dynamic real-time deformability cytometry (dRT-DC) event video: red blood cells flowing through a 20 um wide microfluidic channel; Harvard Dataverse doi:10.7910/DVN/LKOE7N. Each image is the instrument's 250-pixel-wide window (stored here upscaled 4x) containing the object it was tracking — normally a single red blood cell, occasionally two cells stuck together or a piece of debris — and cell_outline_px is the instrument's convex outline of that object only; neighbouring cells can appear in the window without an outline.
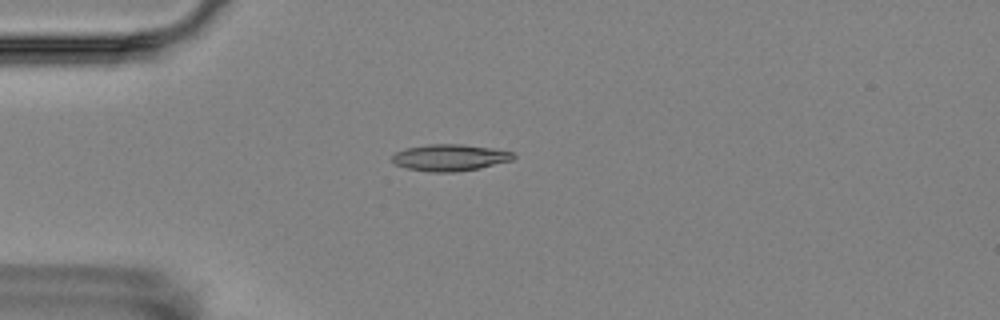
{"species": "Egyptian fruit bat (a non-hibernating species)", "species_latin": "Rousettus aegyptiacus", "temperature_condition": "room temperature", "stored_images_in_passage": 7, "camera_frame_rate_fps": 3000, "um_per_image_px": 0.085, "animal": {"sex": "female"}, "frame": {"image": 1, "passage_image": 4, "time_ms": 3.333, "image_size_px": [1000, 320], "cell_outline_px": [[516, 156], [512, 160], [480, 168], [456, 172], [428, 172], [408, 168], [396, 164], [392, 160], [392, 156], [396, 152], [408, 148], [428, 144], [464, 144], [492, 148], [512, 152]], "centroid_in_image_um": [38.26, 13.39], "position_along_channel_um": 46.7, "area_um2": 18.73}}
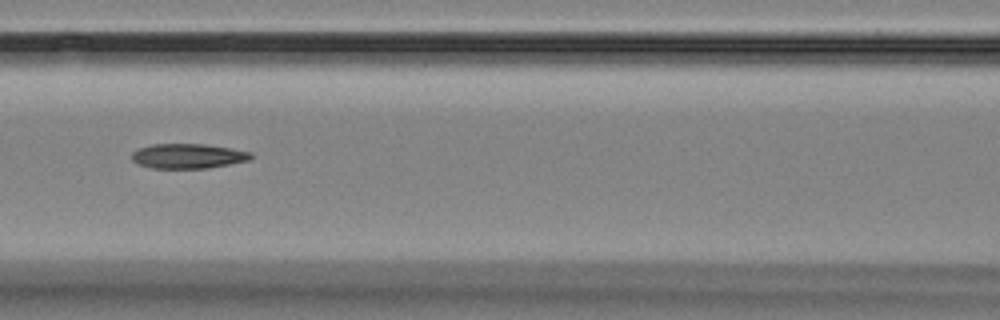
{"frame": {"image": 2, "passage_image": 7, "time_ms": 6.667, "image_size_px": [1000, 320], "cell_outline_px": [[252, 156], [248, 160], [208, 168], [152, 168], [140, 164], [132, 160], [132, 152], [140, 148], [152, 144], [208, 144], [232, 148], [252, 152]], "centroid_in_image_um": [15.99, 13.25], "position_along_channel_um": 150.6, "area_um2": 17.11}}